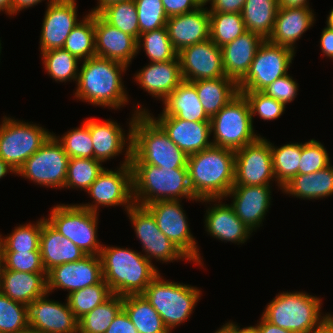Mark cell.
Wrapping results in <instances>:
<instances>
[{
  "label": "cell",
  "instance_id": "1",
  "mask_svg": "<svg viewBox=\"0 0 333 333\" xmlns=\"http://www.w3.org/2000/svg\"><path fill=\"white\" fill-rule=\"evenodd\" d=\"M81 62L74 98L114 110L129 102L121 77L127 65L98 56Z\"/></svg>",
  "mask_w": 333,
  "mask_h": 333
},
{
  "label": "cell",
  "instance_id": "2",
  "mask_svg": "<svg viewBox=\"0 0 333 333\" xmlns=\"http://www.w3.org/2000/svg\"><path fill=\"white\" fill-rule=\"evenodd\" d=\"M189 185L198 200L225 198L234 185L235 151L211 146L188 156Z\"/></svg>",
  "mask_w": 333,
  "mask_h": 333
},
{
  "label": "cell",
  "instance_id": "3",
  "mask_svg": "<svg viewBox=\"0 0 333 333\" xmlns=\"http://www.w3.org/2000/svg\"><path fill=\"white\" fill-rule=\"evenodd\" d=\"M100 258L103 280L112 294L138 295L159 274L158 268L135 250L103 245Z\"/></svg>",
  "mask_w": 333,
  "mask_h": 333
},
{
  "label": "cell",
  "instance_id": "4",
  "mask_svg": "<svg viewBox=\"0 0 333 333\" xmlns=\"http://www.w3.org/2000/svg\"><path fill=\"white\" fill-rule=\"evenodd\" d=\"M187 163L188 155L170 140L147 113H138L134 117L130 165L176 169L188 168Z\"/></svg>",
  "mask_w": 333,
  "mask_h": 333
},
{
  "label": "cell",
  "instance_id": "5",
  "mask_svg": "<svg viewBox=\"0 0 333 333\" xmlns=\"http://www.w3.org/2000/svg\"><path fill=\"white\" fill-rule=\"evenodd\" d=\"M134 204L146 206L163 200H199L190 185L188 168H160L155 165H131Z\"/></svg>",
  "mask_w": 333,
  "mask_h": 333
},
{
  "label": "cell",
  "instance_id": "6",
  "mask_svg": "<svg viewBox=\"0 0 333 333\" xmlns=\"http://www.w3.org/2000/svg\"><path fill=\"white\" fill-rule=\"evenodd\" d=\"M321 305V298L306 292H281L267 304L262 316L293 333H310L329 315H321Z\"/></svg>",
  "mask_w": 333,
  "mask_h": 333
},
{
  "label": "cell",
  "instance_id": "7",
  "mask_svg": "<svg viewBox=\"0 0 333 333\" xmlns=\"http://www.w3.org/2000/svg\"><path fill=\"white\" fill-rule=\"evenodd\" d=\"M159 273L142 293L171 332L187 321L201 299L198 287L165 280Z\"/></svg>",
  "mask_w": 333,
  "mask_h": 333
},
{
  "label": "cell",
  "instance_id": "8",
  "mask_svg": "<svg viewBox=\"0 0 333 333\" xmlns=\"http://www.w3.org/2000/svg\"><path fill=\"white\" fill-rule=\"evenodd\" d=\"M210 130L211 135L213 133V146L234 151L260 137L254 132L248 101L240 92L210 118Z\"/></svg>",
  "mask_w": 333,
  "mask_h": 333
},
{
  "label": "cell",
  "instance_id": "9",
  "mask_svg": "<svg viewBox=\"0 0 333 333\" xmlns=\"http://www.w3.org/2000/svg\"><path fill=\"white\" fill-rule=\"evenodd\" d=\"M98 216L99 213L73 203L54 205L45 219L86 255H100L103 245L97 237Z\"/></svg>",
  "mask_w": 333,
  "mask_h": 333
},
{
  "label": "cell",
  "instance_id": "10",
  "mask_svg": "<svg viewBox=\"0 0 333 333\" xmlns=\"http://www.w3.org/2000/svg\"><path fill=\"white\" fill-rule=\"evenodd\" d=\"M51 135L39 124L4 116L0 124V157L17 172Z\"/></svg>",
  "mask_w": 333,
  "mask_h": 333
},
{
  "label": "cell",
  "instance_id": "11",
  "mask_svg": "<svg viewBox=\"0 0 333 333\" xmlns=\"http://www.w3.org/2000/svg\"><path fill=\"white\" fill-rule=\"evenodd\" d=\"M69 159L62 144L52 134L41 148L22 164L16 175L43 187L64 189Z\"/></svg>",
  "mask_w": 333,
  "mask_h": 333
},
{
  "label": "cell",
  "instance_id": "12",
  "mask_svg": "<svg viewBox=\"0 0 333 333\" xmlns=\"http://www.w3.org/2000/svg\"><path fill=\"white\" fill-rule=\"evenodd\" d=\"M295 53L288 47L265 39L257 50L248 73L238 83L239 92L262 91L276 79L288 74Z\"/></svg>",
  "mask_w": 333,
  "mask_h": 333
},
{
  "label": "cell",
  "instance_id": "13",
  "mask_svg": "<svg viewBox=\"0 0 333 333\" xmlns=\"http://www.w3.org/2000/svg\"><path fill=\"white\" fill-rule=\"evenodd\" d=\"M131 159H124L117 170L104 168L95 182L86 191L92 203L79 204L92 212L99 213L100 206H123L127 212L133 205V184ZM94 203V204H93Z\"/></svg>",
  "mask_w": 333,
  "mask_h": 333
},
{
  "label": "cell",
  "instance_id": "14",
  "mask_svg": "<svg viewBox=\"0 0 333 333\" xmlns=\"http://www.w3.org/2000/svg\"><path fill=\"white\" fill-rule=\"evenodd\" d=\"M136 236L142 244L143 254L151 263L153 258L162 263L190 258L157 226L153 214L145 207L134 204L127 212Z\"/></svg>",
  "mask_w": 333,
  "mask_h": 333
},
{
  "label": "cell",
  "instance_id": "15",
  "mask_svg": "<svg viewBox=\"0 0 333 333\" xmlns=\"http://www.w3.org/2000/svg\"><path fill=\"white\" fill-rule=\"evenodd\" d=\"M181 200H163L147 204L159 229L179 247L193 263L203 266L199 247L193 237Z\"/></svg>",
  "mask_w": 333,
  "mask_h": 333
},
{
  "label": "cell",
  "instance_id": "16",
  "mask_svg": "<svg viewBox=\"0 0 333 333\" xmlns=\"http://www.w3.org/2000/svg\"><path fill=\"white\" fill-rule=\"evenodd\" d=\"M276 182L270 141L260 136L255 142L235 151L233 186L271 185Z\"/></svg>",
  "mask_w": 333,
  "mask_h": 333
},
{
  "label": "cell",
  "instance_id": "17",
  "mask_svg": "<svg viewBox=\"0 0 333 333\" xmlns=\"http://www.w3.org/2000/svg\"><path fill=\"white\" fill-rule=\"evenodd\" d=\"M135 107V111L132 114L129 122V131L127 135L124 133V129L115 121L107 119L99 121L98 119L90 117L83 121L90 130L91 138L93 141L94 159L100 162L113 159L115 156L126 152V159H131L132 156V125L134 117L138 113H147L148 109L142 108L138 104ZM127 136V137H126ZM127 143V144H126ZM127 146V147H126ZM126 147V148H124Z\"/></svg>",
  "mask_w": 333,
  "mask_h": 333
},
{
  "label": "cell",
  "instance_id": "18",
  "mask_svg": "<svg viewBox=\"0 0 333 333\" xmlns=\"http://www.w3.org/2000/svg\"><path fill=\"white\" fill-rule=\"evenodd\" d=\"M183 81L225 77L221 47L210 38L178 52Z\"/></svg>",
  "mask_w": 333,
  "mask_h": 333
},
{
  "label": "cell",
  "instance_id": "19",
  "mask_svg": "<svg viewBox=\"0 0 333 333\" xmlns=\"http://www.w3.org/2000/svg\"><path fill=\"white\" fill-rule=\"evenodd\" d=\"M103 280L100 255H86L81 260L56 266L47 273V292L63 289L70 293ZM51 292V293H50Z\"/></svg>",
  "mask_w": 333,
  "mask_h": 333
},
{
  "label": "cell",
  "instance_id": "20",
  "mask_svg": "<svg viewBox=\"0 0 333 333\" xmlns=\"http://www.w3.org/2000/svg\"><path fill=\"white\" fill-rule=\"evenodd\" d=\"M48 295L28 305L29 329L39 333H78V320L68 302L49 300Z\"/></svg>",
  "mask_w": 333,
  "mask_h": 333
},
{
  "label": "cell",
  "instance_id": "21",
  "mask_svg": "<svg viewBox=\"0 0 333 333\" xmlns=\"http://www.w3.org/2000/svg\"><path fill=\"white\" fill-rule=\"evenodd\" d=\"M47 1L39 42L41 53L63 48L66 38L79 23L76 0Z\"/></svg>",
  "mask_w": 333,
  "mask_h": 333
},
{
  "label": "cell",
  "instance_id": "22",
  "mask_svg": "<svg viewBox=\"0 0 333 333\" xmlns=\"http://www.w3.org/2000/svg\"><path fill=\"white\" fill-rule=\"evenodd\" d=\"M147 114L164 130L170 140L188 156L212 146L210 122L186 121L175 116L154 117Z\"/></svg>",
  "mask_w": 333,
  "mask_h": 333
},
{
  "label": "cell",
  "instance_id": "23",
  "mask_svg": "<svg viewBox=\"0 0 333 333\" xmlns=\"http://www.w3.org/2000/svg\"><path fill=\"white\" fill-rule=\"evenodd\" d=\"M271 185L232 186L225 196L232 197L230 204L237 217L253 232L258 229L271 205Z\"/></svg>",
  "mask_w": 333,
  "mask_h": 333
},
{
  "label": "cell",
  "instance_id": "24",
  "mask_svg": "<svg viewBox=\"0 0 333 333\" xmlns=\"http://www.w3.org/2000/svg\"><path fill=\"white\" fill-rule=\"evenodd\" d=\"M96 56L121 62L128 67L138 54V40L107 23L94 13Z\"/></svg>",
  "mask_w": 333,
  "mask_h": 333
},
{
  "label": "cell",
  "instance_id": "25",
  "mask_svg": "<svg viewBox=\"0 0 333 333\" xmlns=\"http://www.w3.org/2000/svg\"><path fill=\"white\" fill-rule=\"evenodd\" d=\"M223 198H207L199 200L200 202H216V204L207 208L204 217V227L208 235L224 241L243 244L252 231L237 217L233 207L230 204L222 203ZM218 203V204H217Z\"/></svg>",
  "mask_w": 333,
  "mask_h": 333
},
{
  "label": "cell",
  "instance_id": "26",
  "mask_svg": "<svg viewBox=\"0 0 333 333\" xmlns=\"http://www.w3.org/2000/svg\"><path fill=\"white\" fill-rule=\"evenodd\" d=\"M166 28L174 49L180 52L209 38V11L201 6L195 11L168 17Z\"/></svg>",
  "mask_w": 333,
  "mask_h": 333
},
{
  "label": "cell",
  "instance_id": "27",
  "mask_svg": "<svg viewBox=\"0 0 333 333\" xmlns=\"http://www.w3.org/2000/svg\"><path fill=\"white\" fill-rule=\"evenodd\" d=\"M135 81L149 95L164 101L183 81L180 60L150 62L134 75Z\"/></svg>",
  "mask_w": 333,
  "mask_h": 333
},
{
  "label": "cell",
  "instance_id": "28",
  "mask_svg": "<svg viewBox=\"0 0 333 333\" xmlns=\"http://www.w3.org/2000/svg\"><path fill=\"white\" fill-rule=\"evenodd\" d=\"M314 17L310 7L278 8L273 31L267 40L295 52L296 41L313 26Z\"/></svg>",
  "mask_w": 333,
  "mask_h": 333
},
{
  "label": "cell",
  "instance_id": "29",
  "mask_svg": "<svg viewBox=\"0 0 333 333\" xmlns=\"http://www.w3.org/2000/svg\"><path fill=\"white\" fill-rule=\"evenodd\" d=\"M264 38L245 31L241 36L221 47L225 75L237 84L246 76Z\"/></svg>",
  "mask_w": 333,
  "mask_h": 333
},
{
  "label": "cell",
  "instance_id": "30",
  "mask_svg": "<svg viewBox=\"0 0 333 333\" xmlns=\"http://www.w3.org/2000/svg\"><path fill=\"white\" fill-rule=\"evenodd\" d=\"M39 248L46 273L56 266L79 261L86 256L71 240L51 226L45 217L42 218Z\"/></svg>",
  "mask_w": 333,
  "mask_h": 333
},
{
  "label": "cell",
  "instance_id": "31",
  "mask_svg": "<svg viewBox=\"0 0 333 333\" xmlns=\"http://www.w3.org/2000/svg\"><path fill=\"white\" fill-rule=\"evenodd\" d=\"M0 291L13 301L30 305L47 292V273H27L4 269Z\"/></svg>",
  "mask_w": 333,
  "mask_h": 333
},
{
  "label": "cell",
  "instance_id": "32",
  "mask_svg": "<svg viewBox=\"0 0 333 333\" xmlns=\"http://www.w3.org/2000/svg\"><path fill=\"white\" fill-rule=\"evenodd\" d=\"M162 103L164 108L159 116H175L191 122H210L196 88L190 82L182 81Z\"/></svg>",
  "mask_w": 333,
  "mask_h": 333
},
{
  "label": "cell",
  "instance_id": "33",
  "mask_svg": "<svg viewBox=\"0 0 333 333\" xmlns=\"http://www.w3.org/2000/svg\"><path fill=\"white\" fill-rule=\"evenodd\" d=\"M282 193L303 200L323 199L333 194V165L310 174H298L282 187Z\"/></svg>",
  "mask_w": 333,
  "mask_h": 333
},
{
  "label": "cell",
  "instance_id": "34",
  "mask_svg": "<svg viewBox=\"0 0 333 333\" xmlns=\"http://www.w3.org/2000/svg\"><path fill=\"white\" fill-rule=\"evenodd\" d=\"M190 83L196 88L200 103L209 118L216 115L239 93L238 84L227 76Z\"/></svg>",
  "mask_w": 333,
  "mask_h": 333
},
{
  "label": "cell",
  "instance_id": "35",
  "mask_svg": "<svg viewBox=\"0 0 333 333\" xmlns=\"http://www.w3.org/2000/svg\"><path fill=\"white\" fill-rule=\"evenodd\" d=\"M123 310L138 333H172L142 294L123 296Z\"/></svg>",
  "mask_w": 333,
  "mask_h": 333
},
{
  "label": "cell",
  "instance_id": "36",
  "mask_svg": "<svg viewBox=\"0 0 333 333\" xmlns=\"http://www.w3.org/2000/svg\"><path fill=\"white\" fill-rule=\"evenodd\" d=\"M278 8L279 0H246L241 13L246 30L268 39Z\"/></svg>",
  "mask_w": 333,
  "mask_h": 333
},
{
  "label": "cell",
  "instance_id": "37",
  "mask_svg": "<svg viewBox=\"0 0 333 333\" xmlns=\"http://www.w3.org/2000/svg\"><path fill=\"white\" fill-rule=\"evenodd\" d=\"M273 171L278 188L282 189L293 177L299 174L302 143H288L275 147L270 142Z\"/></svg>",
  "mask_w": 333,
  "mask_h": 333
},
{
  "label": "cell",
  "instance_id": "38",
  "mask_svg": "<svg viewBox=\"0 0 333 333\" xmlns=\"http://www.w3.org/2000/svg\"><path fill=\"white\" fill-rule=\"evenodd\" d=\"M122 309L123 296L112 294L78 320V333H105Z\"/></svg>",
  "mask_w": 333,
  "mask_h": 333
},
{
  "label": "cell",
  "instance_id": "39",
  "mask_svg": "<svg viewBox=\"0 0 333 333\" xmlns=\"http://www.w3.org/2000/svg\"><path fill=\"white\" fill-rule=\"evenodd\" d=\"M87 14L70 32L63 46V49L80 61L96 56L94 13L89 12Z\"/></svg>",
  "mask_w": 333,
  "mask_h": 333
},
{
  "label": "cell",
  "instance_id": "40",
  "mask_svg": "<svg viewBox=\"0 0 333 333\" xmlns=\"http://www.w3.org/2000/svg\"><path fill=\"white\" fill-rule=\"evenodd\" d=\"M41 54L44 70L57 82L76 81L78 79V62L80 60L63 48L52 49Z\"/></svg>",
  "mask_w": 333,
  "mask_h": 333
},
{
  "label": "cell",
  "instance_id": "41",
  "mask_svg": "<svg viewBox=\"0 0 333 333\" xmlns=\"http://www.w3.org/2000/svg\"><path fill=\"white\" fill-rule=\"evenodd\" d=\"M209 24V38L219 47L247 31L241 13H209Z\"/></svg>",
  "mask_w": 333,
  "mask_h": 333
},
{
  "label": "cell",
  "instance_id": "42",
  "mask_svg": "<svg viewBox=\"0 0 333 333\" xmlns=\"http://www.w3.org/2000/svg\"><path fill=\"white\" fill-rule=\"evenodd\" d=\"M112 292L108 284L102 280L100 283L74 291L67 295L66 301L77 320L88 314L95 307L106 301Z\"/></svg>",
  "mask_w": 333,
  "mask_h": 333
},
{
  "label": "cell",
  "instance_id": "43",
  "mask_svg": "<svg viewBox=\"0 0 333 333\" xmlns=\"http://www.w3.org/2000/svg\"><path fill=\"white\" fill-rule=\"evenodd\" d=\"M99 15L110 25L139 39V22L134 0L121 1L104 8Z\"/></svg>",
  "mask_w": 333,
  "mask_h": 333
},
{
  "label": "cell",
  "instance_id": "44",
  "mask_svg": "<svg viewBox=\"0 0 333 333\" xmlns=\"http://www.w3.org/2000/svg\"><path fill=\"white\" fill-rule=\"evenodd\" d=\"M141 46L150 62H166L178 57V52L174 49L169 39L166 27L140 34L138 53L141 50Z\"/></svg>",
  "mask_w": 333,
  "mask_h": 333
},
{
  "label": "cell",
  "instance_id": "45",
  "mask_svg": "<svg viewBox=\"0 0 333 333\" xmlns=\"http://www.w3.org/2000/svg\"><path fill=\"white\" fill-rule=\"evenodd\" d=\"M102 162L92 158H70L64 188L87 191L103 171Z\"/></svg>",
  "mask_w": 333,
  "mask_h": 333
},
{
  "label": "cell",
  "instance_id": "46",
  "mask_svg": "<svg viewBox=\"0 0 333 333\" xmlns=\"http://www.w3.org/2000/svg\"><path fill=\"white\" fill-rule=\"evenodd\" d=\"M42 218L36 223L19 225L6 237L0 234L3 252L40 251V232Z\"/></svg>",
  "mask_w": 333,
  "mask_h": 333
},
{
  "label": "cell",
  "instance_id": "47",
  "mask_svg": "<svg viewBox=\"0 0 333 333\" xmlns=\"http://www.w3.org/2000/svg\"><path fill=\"white\" fill-rule=\"evenodd\" d=\"M28 329V306L0 291V333H22Z\"/></svg>",
  "mask_w": 333,
  "mask_h": 333
},
{
  "label": "cell",
  "instance_id": "48",
  "mask_svg": "<svg viewBox=\"0 0 333 333\" xmlns=\"http://www.w3.org/2000/svg\"><path fill=\"white\" fill-rule=\"evenodd\" d=\"M53 135L62 144L69 158L94 159L93 141L89 127L83 122L82 126L73 128L60 137Z\"/></svg>",
  "mask_w": 333,
  "mask_h": 333
},
{
  "label": "cell",
  "instance_id": "49",
  "mask_svg": "<svg viewBox=\"0 0 333 333\" xmlns=\"http://www.w3.org/2000/svg\"><path fill=\"white\" fill-rule=\"evenodd\" d=\"M140 34L166 27L168 16L166 15L161 0H134Z\"/></svg>",
  "mask_w": 333,
  "mask_h": 333
},
{
  "label": "cell",
  "instance_id": "50",
  "mask_svg": "<svg viewBox=\"0 0 333 333\" xmlns=\"http://www.w3.org/2000/svg\"><path fill=\"white\" fill-rule=\"evenodd\" d=\"M240 93H242L248 101L252 122L255 115H259L264 121H271L280 118L285 111L286 106L283 103L265 95L261 91Z\"/></svg>",
  "mask_w": 333,
  "mask_h": 333
},
{
  "label": "cell",
  "instance_id": "51",
  "mask_svg": "<svg viewBox=\"0 0 333 333\" xmlns=\"http://www.w3.org/2000/svg\"><path fill=\"white\" fill-rule=\"evenodd\" d=\"M329 154L321 142L311 139L302 144L299 174H310L329 166Z\"/></svg>",
  "mask_w": 333,
  "mask_h": 333
},
{
  "label": "cell",
  "instance_id": "52",
  "mask_svg": "<svg viewBox=\"0 0 333 333\" xmlns=\"http://www.w3.org/2000/svg\"><path fill=\"white\" fill-rule=\"evenodd\" d=\"M5 269L27 273H46L40 251L3 252Z\"/></svg>",
  "mask_w": 333,
  "mask_h": 333
},
{
  "label": "cell",
  "instance_id": "53",
  "mask_svg": "<svg viewBox=\"0 0 333 333\" xmlns=\"http://www.w3.org/2000/svg\"><path fill=\"white\" fill-rule=\"evenodd\" d=\"M265 95L280 101L285 106L287 103L292 102L298 92V83L289 74L276 79L273 83L263 89Z\"/></svg>",
  "mask_w": 333,
  "mask_h": 333
},
{
  "label": "cell",
  "instance_id": "54",
  "mask_svg": "<svg viewBox=\"0 0 333 333\" xmlns=\"http://www.w3.org/2000/svg\"><path fill=\"white\" fill-rule=\"evenodd\" d=\"M168 17L195 11L201 5L197 0H161Z\"/></svg>",
  "mask_w": 333,
  "mask_h": 333
},
{
  "label": "cell",
  "instance_id": "55",
  "mask_svg": "<svg viewBox=\"0 0 333 333\" xmlns=\"http://www.w3.org/2000/svg\"><path fill=\"white\" fill-rule=\"evenodd\" d=\"M209 13H242L246 0H210Z\"/></svg>",
  "mask_w": 333,
  "mask_h": 333
},
{
  "label": "cell",
  "instance_id": "56",
  "mask_svg": "<svg viewBox=\"0 0 333 333\" xmlns=\"http://www.w3.org/2000/svg\"><path fill=\"white\" fill-rule=\"evenodd\" d=\"M105 333H138V331L122 309Z\"/></svg>",
  "mask_w": 333,
  "mask_h": 333
},
{
  "label": "cell",
  "instance_id": "57",
  "mask_svg": "<svg viewBox=\"0 0 333 333\" xmlns=\"http://www.w3.org/2000/svg\"><path fill=\"white\" fill-rule=\"evenodd\" d=\"M320 50L325 57L333 59V28L328 25L323 28L320 38Z\"/></svg>",
  "mask_w": 333,
  "mask_h": 333
},
{
  "label": "cell",
  "instance_id": "58",
  "mask_svg": "<svg viewBox=\"0 0 333 333\" xmlns=\"http://www.w3.org/2000/svg\"><path fill=\"white\" fill-rule=\"evenodd\" d=\"M259 323V324H258ZM256 324L259 333H293L289 330H285L276 325L268 322L263 316H261L260 321Z\"/></svg>",
  "mask_w": 333,
  "mask_h": 333
},
{
  "label": "cell",
  "instance_id": "59",
  "mask_svg": "<svg viewBox=\"0 0 333 333\" xmlns=\"http://www.w3.org/2000/svg\"><path fill=\"white\" fill-rule=\"evenodd\" d=\"M43 0H12V15H16L20 11L33 7Z\"/></svg>",
  "mask_w": 333,
  "mask_h": 333
},
{
  "label": "cell",
  "instance_id": "60",
  "mask_svg": "<svg viewBox=\"0 0 333 333\" xmlns=\"http://www.w3.org/2000/svg\"><path fill=\"white\" fill-rule=\"evenodd\" d=\"M310 333H333V314L329 313L316 328H314Z\"/></svg>",
  "mask_w": 333,
  "mask_h": 333
},
{
  "label": "cell",
  "instance_id": "61",
  "mask_svg": "<svg viewBox=\"0 0 333 333\" xmlns=\"http://www.w3.org/2000/svg\"><path fill=\"white\" fill-rule=\"evenodd\" d=\"M309 7V0H279V8Z\"/></svg>",
  "mask_w": 333,
  "mask_h": 333
},
{
  "label": "cell",
  "instance_id": "62",
  "mask_svg": "<svg viewBox=\"0 0 333 333\" xmlns=\"http://www.w3.org/2000/svg\"><path fill=\"white\" fill-rule=\"evenodd\" d=\"M225 324L231 329V333H259L257 326H248L241 329L240 326L234 322L229 321Z\"/></svg>",
  "mask_w": 333,
  "mask_h": 333
},
{
  "label": "cell",
  "instance_id": "63",
  "mask_svg": "<svg viewBox=\"0 0 333 333\" xmlns=\"http://www.w3.org/2000/svg\"><path fill=\"white\" fill-rule=\"evenodd\" d=\"M97 1L98 5L91 9L90 11L91 13L99 14L104 8L108 7L109 5L127 0H97Z\"/></svg>",
  "mask_w": 333,
  "mask_h": 333
},
{
  "label": "cell",
  "instance_id": "64",
  "mask_svg": "<svg viewBox=\"0 0 333 333\" xmlns=\"http://www.w3.org/2000/svg\"><path fill=\"white\" fill-rule=\"evenodd\" d=\"M7 173L16 174V171L0 157V179L5 177Z\"/></svg>",
  "mask_w": 333,
  "mask_h": 333
},
{
  "label": "cell",
  "instance_id": "65",
  "mask_svg": "<svg viewBox=\"0 0 333 333\" xmlns=\"http://www.w3.org/2000/svg\"><path fill=\"white\" fill-rule=\"evenodd\" d=\"M2 11L7 15L12 16V0H0V13Z\"/></svg>",
  "mask_w": 333,
  "mask_h": 333
},
{
  "label": "cell",
  "instance_id": "66",
  "mask_svg": "<svg viewBox=\"0 0 333 333\" xmlns=\"http://www.w3.org/2000/svg\"><path fill=\"white\" fill-rule=\"evenodd\" d=\"M4 269H5L4 255H3L2 245L0 244V285H1Z\"/></svg>",
  "mask_w": 333,
  "mask_h": 333
},
{
  "label": "cell",
  "instance_id": "67",
  "mask_svg": "<svg viewBox=\"0 0 333 333\" xmlns=\"http://www.w3.org/2000/svg\"><path fill=\"white\" fill-rule=\"evenodd\" d=\"M214 333H231V329L226 324H224L218 330H216Z\"/></svg>",
  "mask_w": 333,
  "mask_h": 333
},
{
  "label": "cell",
  "instance_id": "68",
  "mask_svg": "<svg viewBox=\"0 0 333 333\" xmlns=\"http://www.w3.org/2000/svg\"><path fill=\"white\" fill-rule=\"evenodd\" d=\"M326 25H328L329 27L333 28V8L331 9L328 17H327V21H326Z\"/></svg>",
  "mask_w": 333,
  "mask_h": 333
},
{
  "label": "cell",
  "instance_id": "69",
  "mask_svg": "<svg viewBox=\"0 0 333 333\" xmlns=\"http://www.w3.org/2000/svg\"><path fill=\"white\" fill-rule=\"evenodd\" d=\"M210 0H197V2L201 5V6H205L208 4Z\"/></svg>",
  "mask_w": 333,
  "mask_h": 333
},
{
  "label": "cell",
  "instance_id": "70",
  "mask_svg": "<svg viewBox=\"0 0 333 333\" xmlns=\"http://www.w3.org/2000/svg\"><path fill=\"white\" fill-rule=\"evenodd\" d=\"M22 333H39V332L28 329V330H26L25 332H22Z\"/></svg>",
  "mask_w": 333,
  "mask_h": 333
},
{
  "label": "cell",
  "instance_id": "71",
  "mask_svg": "<svg viewBox=\"0 0 333 333\" xmlns=\"http://www.w3.org/2000/svg\"><path fill=\"white\" fill-rule=\"evenodd\" d=\"M1 45H2V44H1V40H0V53H1V48H2ZM0 55H1V54H0Z\"/></svg>",
  "mask_w": 333,
  "mask_h": 333
}]
</instances>
